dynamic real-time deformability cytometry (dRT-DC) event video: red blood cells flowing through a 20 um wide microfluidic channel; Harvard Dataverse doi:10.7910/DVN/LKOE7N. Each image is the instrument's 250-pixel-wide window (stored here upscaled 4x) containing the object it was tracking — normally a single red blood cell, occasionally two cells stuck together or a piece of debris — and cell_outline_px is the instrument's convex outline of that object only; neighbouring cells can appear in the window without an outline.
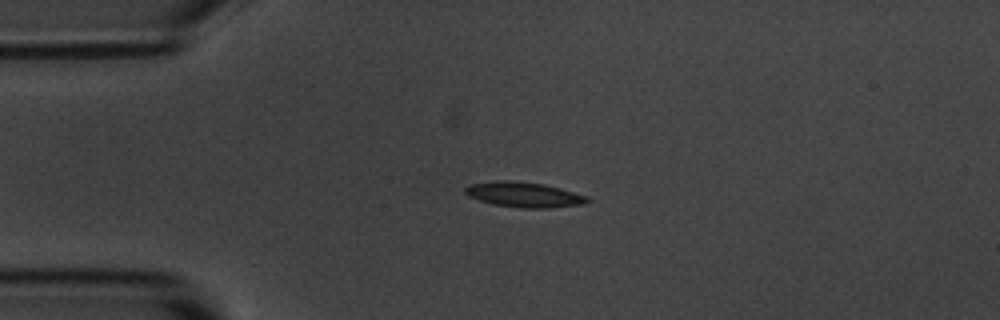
{"species": "common noctule bat (a hibernating species)", "species_latin": "Nyctalus noctula", "temperature_condition": "room temperature", "stored_images_in_passage": 4, "camera_frame_rate_fps": 3000, "um_per_image_px": 0.085, "animal": {"sex": "male", "body_mass_g": 20.1, "forearm_length_mm": 53.5}, "frame": {"image": 1, "passage_image": 1, "time_ms": 0.0, "image_size_px": [1000, 320], "cell_outline_px": [[592, 200], [580, 204], [548, 208], [520, 208], [492, 204], [468, 196], [464, 192], [464, 188], [468, 184], [496, 180], [512, 180], [544, 184], [560, 188], [588, 196]], "centroid_in_image_um": [44.5, 16.53], "position_along_channel_um": 40.5, "area_um2": 18.03}}
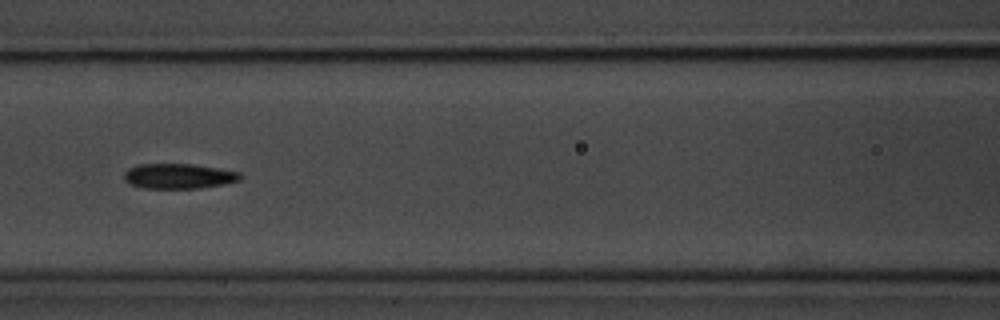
{"frame": {"image": 2, "passage_image": 4, "time_ms": 3.667, "image_size_px": [1000, 320], "cell_outline_px": [[244, 176], [240, 180], [224, 184], [200, 188], [144, 188], [128, 184], [124, 180], [124, 172], [128, 168], [136, 164], [192, 164], [240, 172]], "centroid_in_image_um": [15.16, 14.97], "position_along_channel_um": 151.4, "area_um2": 17.11}}